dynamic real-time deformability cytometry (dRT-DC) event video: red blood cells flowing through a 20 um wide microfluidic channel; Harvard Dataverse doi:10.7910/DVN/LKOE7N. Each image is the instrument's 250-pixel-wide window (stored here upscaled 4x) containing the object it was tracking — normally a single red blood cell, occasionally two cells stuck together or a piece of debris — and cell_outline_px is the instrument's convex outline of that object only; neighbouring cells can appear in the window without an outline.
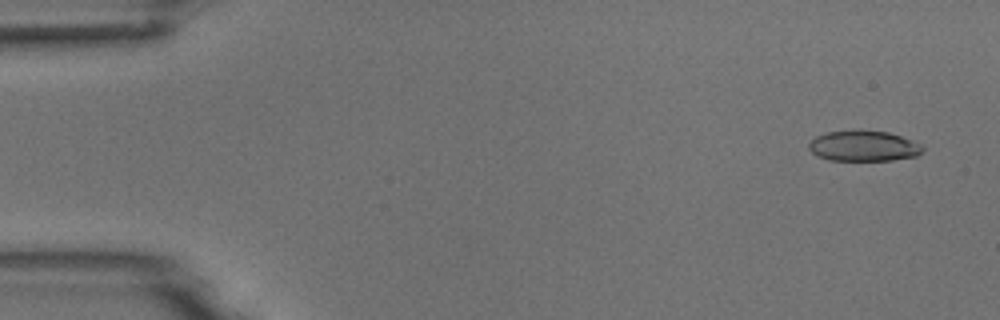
{"species": "common noctule bat (a hibernating species)", "species_latin": "Nyctalus noctula", "temperature_condition": "room temperature", "stored_images_in_passage": 4, "camera_frame_rate_fps": 3000, "um_per_image_px": 0.085, "animal": {"sex": "male", "body_mass_g": 18.8}, "frame": {"image": 1, "passage_image": 1, "time_ms": 0.0, "image_size_px": [1000, 320], "cell_outline_px": [[924, 148], [916, 156], [892, 160], [828, 160], [816, 156], [808, 148], [808, 144], [816, 136], [828, 132], [856, 128], [860, 128], [888, 132], [912, 140], [920, 144]], "centroid_in_image_um": [73.37, 12.38], "position_along_channel_um": 11.6, "area_um2": 20.63}}